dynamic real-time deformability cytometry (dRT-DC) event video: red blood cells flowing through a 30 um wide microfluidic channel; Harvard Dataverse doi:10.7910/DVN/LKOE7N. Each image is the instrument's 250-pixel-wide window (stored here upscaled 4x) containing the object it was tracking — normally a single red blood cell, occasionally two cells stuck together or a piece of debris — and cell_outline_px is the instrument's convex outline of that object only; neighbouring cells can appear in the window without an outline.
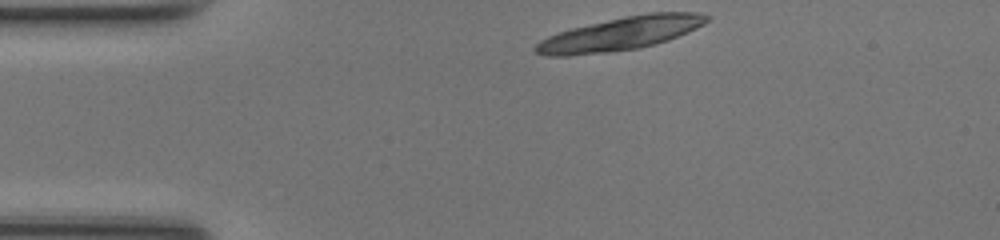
{"species": "common noctule bat (a hibernating species)", "species_latin": "Nyctalus noctula", "temperature_condition": "room temperature", "stored_images_in_passage": 12, "camera_frame_rate_fps": 3000, "um_per_image_px": 0.085, "animal": {"sex": "female", "body_mass_g": 17.0, "forearm_length_mm": 48.0}, "frame": {"image": 1, "passage_image": 1, "time_ms": 0.0, "image_size_px": [1000, 240], "cell_outline_px": [[708, 20], [704, 24], [688, 32], [668, 40], [656, 44], [636, 48], [608, 52], [568, 56], [544, 56], [536, 52], [532, 48], [540, 40], [548, 36], [572, 28], [624, 16], [648, 12], [700, 12], [708, 16]], "centroid_in_image_um": [52.73, 2.86], "position_along_channel_um": 32.3, "area_um2": 33.06}}